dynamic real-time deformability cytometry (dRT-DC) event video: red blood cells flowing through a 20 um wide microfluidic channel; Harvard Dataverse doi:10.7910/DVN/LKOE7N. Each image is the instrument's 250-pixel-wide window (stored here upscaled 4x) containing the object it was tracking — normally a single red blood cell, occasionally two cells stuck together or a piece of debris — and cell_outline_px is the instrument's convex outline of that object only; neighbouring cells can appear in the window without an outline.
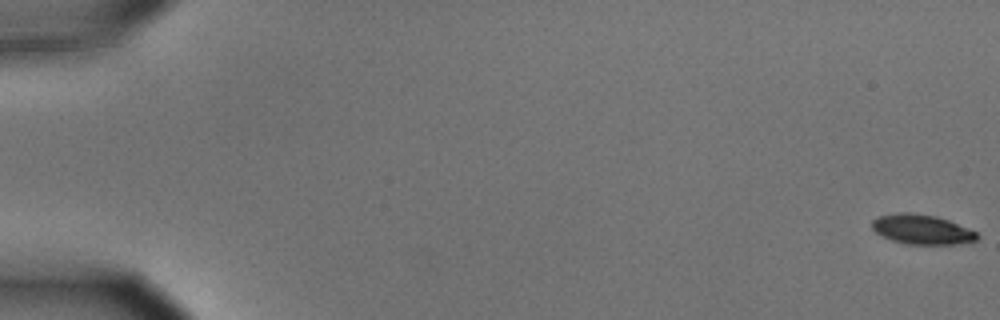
{"species": "common noctule bat (a hibernating species)", "species_latin": "Nyctalus noctula", "temperature_condition": "cold", "stored_images_in_passage": 15, "camera_frame_rate_fps": 3000, "um_per_image_px": 0.085, "animal": {"sex": "male", "body_mass_g": 15.6}, "frame": {"image": 1, "passage_image": 1, "time_ms": 0.0, "image_size_px": [1000, 320], "cell_outline_px": [[980, 236], [976, 240], [952, 244], [908, 244], [892, 240], [876, 232], [872, 228], [872, 220], [876, 216], [896, 212], [912, 212], [936, 216], [948, 220], [976, 232]], "centroid_in_image_um": [78.31, 19.48], "position_along_channel_um": 6.7, "area_um2": 18.09}}